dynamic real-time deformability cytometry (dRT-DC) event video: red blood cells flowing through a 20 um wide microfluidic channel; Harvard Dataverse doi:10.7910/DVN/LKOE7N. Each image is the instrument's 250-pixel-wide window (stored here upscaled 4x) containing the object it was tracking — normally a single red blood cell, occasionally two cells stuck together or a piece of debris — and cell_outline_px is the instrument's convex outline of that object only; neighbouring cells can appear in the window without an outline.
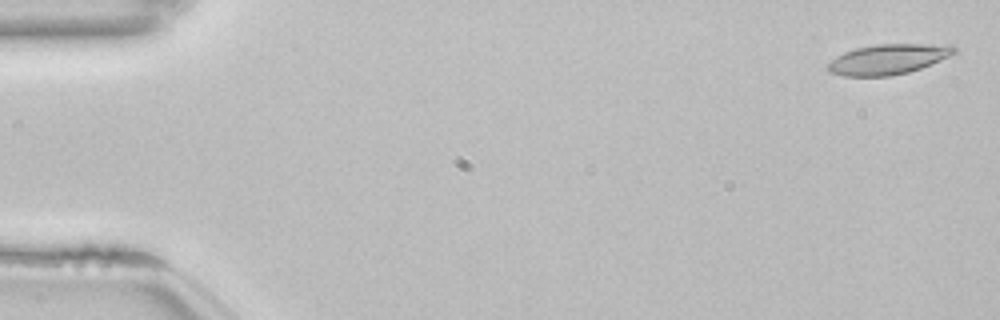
{"species": "common noctule bat (a hibernating species)", "species_latin": "Nyctalus noctula", "temperature_condition": "room temperature", "stored_images_in_passage": 5, "camera_frame_rate_fps": 3000, "um_per_image_px": 0.085, "animal": {"sex": "female", "body_mass_g": 22.7, "forearm_length_mm": 54.2}, "frame": {"image": 1, "passage_image": 2, "time_ms": 0.333, "image_size_px": [1000, 320], "cell_outline_px": [[956, 52], [948, 56], [920, 68], [908, 72], [888, 76], [844, 76], [828, 72], [824, 68], [836, 56], [844, 52], [856, 48], [876, 44], [952, 44], [956, 48]], "centroid_in_image_um": [75.45, 5.03], "position_along_channel_um": 9.5, "area_um2": 22.2}}